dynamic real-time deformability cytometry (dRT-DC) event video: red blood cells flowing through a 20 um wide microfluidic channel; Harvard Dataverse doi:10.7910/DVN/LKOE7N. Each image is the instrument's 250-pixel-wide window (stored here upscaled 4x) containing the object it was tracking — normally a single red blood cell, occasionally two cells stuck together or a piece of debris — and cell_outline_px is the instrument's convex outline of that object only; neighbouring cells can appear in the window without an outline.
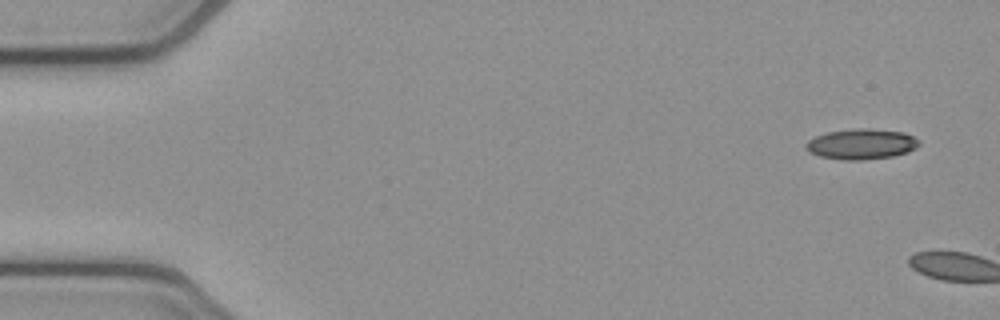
{"species": "common noctule bat (a hibernating species)", "species_latin": "Nyctalus noctula", "temperature_condition": "cold", "stored_images_in_passage": 2, "camera_frame_rate_fps": 3000, "um_per_image_px": 0.085, "animal": {"sex": "female", "body_mass_g": 21.9}, "frame": {"image": 1, "passage_image": 1, "time_ms": 0.0, "image_size_px": [1000, 320], "cell_outline_px": [[920, 144], [916, 148], [908, 152], [892, 156], [860, 160], [844, 160], [820, 156], [808, 152], [804, 148], [804, 144], [808, 140], [816, 136], [828, 132], [856, 128], [868, 128], [904, 132], [920, 140]], "centroid_in_image_um": [73.21, 12.24], "position_along_channel_um": 11.8, "area_um2": 20.17}}